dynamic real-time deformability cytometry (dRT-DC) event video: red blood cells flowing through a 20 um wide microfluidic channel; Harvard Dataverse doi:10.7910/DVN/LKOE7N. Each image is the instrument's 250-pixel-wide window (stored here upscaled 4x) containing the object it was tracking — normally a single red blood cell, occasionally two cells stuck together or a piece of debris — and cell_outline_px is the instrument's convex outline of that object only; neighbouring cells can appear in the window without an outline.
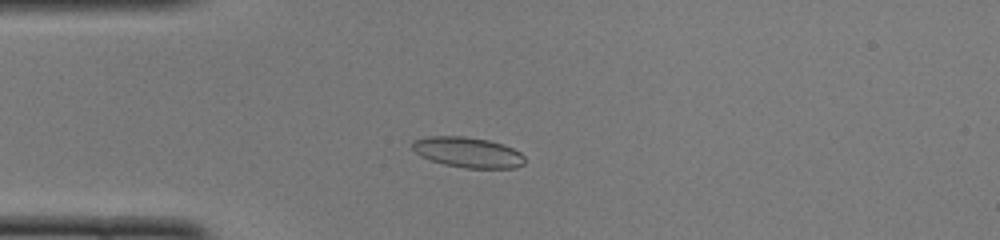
{"species": "common noctule bat (a hibernating species)", "species_latin": "Nyctalus noctula", "temperature_condition": "cold", "stored_images_in_passage": 48, "camera_frame_rate_fps": 3000, "um_per_image_px": 0.085, "animal": {"sex": "female", "body_mass_g": 22.0, "forearm_length_mm": 56.7}, "frame": {"image": 1, "passage_image": 11, "time_ms": 3.333, "image_size_px": [1000, 240], "cell_outline_px": [[524, 164], [516, 168], [464, 168], [444, 164], [420, 156], [412, 148], [412, 140], [428, 136], [464, 136], [488, 140], [504, 144], [520, 152], [524, 156]], "centroid_in_image_um": [39.77, 12.94], "position_along_channel_um": 45.2, "area_um2": 20.0}}
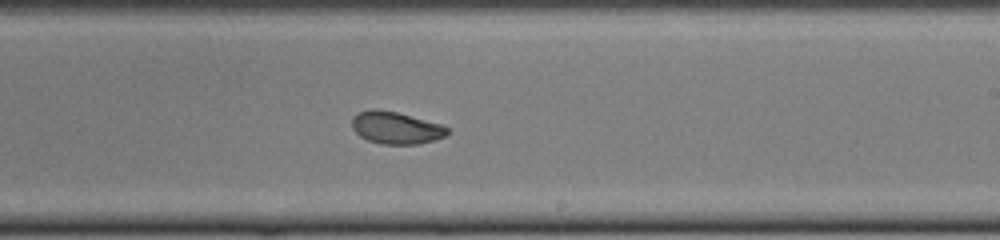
{"frame": {"image": 2, "passage_image": 28, "time_ms": 9.0, "image_size_px": [1000, 240], "cell_outline_px": [[448, 132], [444, 136], [420, 144], [380, 144], [368, 140], [360, 136], [352, 128], [352, 116], [360, 112], [372, 108], [396, 112], [440, 124], [448, 128]], "centroid_in_image_um": [33.61, 10.86], "position_along_channel_um": 255.4, "area_um2": 17.69}}
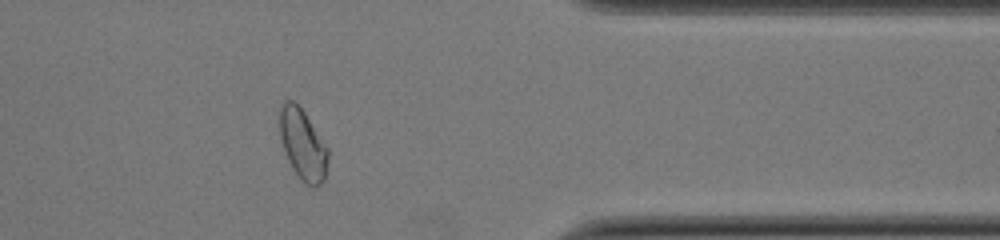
{"frame": {"image": 3, "passage_image": 39, "time_ms": 12.667, "image_size_px": [1000, 240], "cell_outline_px": [[328, 160], [324, 180], [316, 188], [312, 188], [304, 184], [300, 180], [292, 168], [284, 152], [280, 136], [280, 108], [284, 100], [292, 100], [304, 112], [328, 148]], "centroid_in_image_um": [25.74, 12.34], "position_along_channel_um": 385.7, "area_um2": 19.94}, "authors_computed_cell_mechanics": {"area_um2": 19.3341, "velocity_mm_per_s": 3.983, "shape_relaxation_time_tau1_ms": 4.0127, "shape_relaxation_time_tau2_ms": 1.537, "deformation_change_tau1": 0.1172, "deformation_change_tau2": 0.0576}}